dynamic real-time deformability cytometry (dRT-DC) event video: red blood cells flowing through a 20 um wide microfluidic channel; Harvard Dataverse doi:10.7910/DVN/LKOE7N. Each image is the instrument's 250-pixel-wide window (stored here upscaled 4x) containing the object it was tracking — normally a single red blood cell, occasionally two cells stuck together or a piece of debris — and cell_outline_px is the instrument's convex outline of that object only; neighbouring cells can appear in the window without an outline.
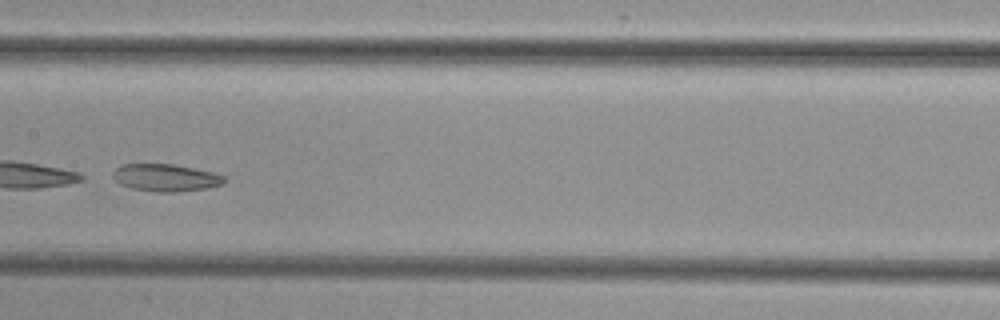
{"species": "common noctule bat (a hibernating species)", "species_latin": "Nyctalus noctula", "temperature_condition": "cold", "stored_images_in_passage": 6, "camera_frame_rate_fps": 3000, "um_per_image_px": 0.085, "animal": {"sex": "female", "body_mass_g": 29.2, "forearm_length_mm": 56.3}, "frame": {"image": 1, "passage_image": 6, "time_ms": 6.0, "image_size_px": [1000, 320], "cell_outline_px": [[224, 184], [204, 188], [172, 192], [156, 192], [132, 188], [120, 184], [112, 176], [112, 172], [120, 164], [172, 164], [216, 172], [224, 176]], "centroid_in_image_um": [14.07, 15.09], "position_along_channel_um": 193.3, "area_um2": 17.69}}